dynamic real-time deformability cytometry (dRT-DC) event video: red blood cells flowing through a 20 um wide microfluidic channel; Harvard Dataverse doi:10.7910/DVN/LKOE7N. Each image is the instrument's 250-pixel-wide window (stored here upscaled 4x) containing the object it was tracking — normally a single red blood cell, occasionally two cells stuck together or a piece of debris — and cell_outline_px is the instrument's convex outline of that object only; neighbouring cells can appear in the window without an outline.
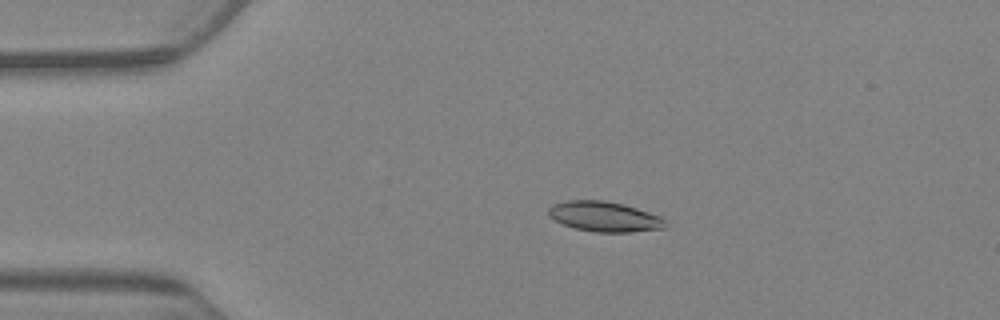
{"species": "Egyptian fruit bat (a non-hibernating species)", "species_latin": "Rousettus aegyptiacus", "temperature_condition": "warm", "stored_images_in_passage": 5, "camera_frame_rate_fps": 3000, "um_per_image_px": 0.085, "animal": {"sex": "female"}, "frame": {"image": 1, "passage_image": 3, "time_ms": 2.333, "image_size_px": [1000, 320], "cell_outline_px": [[668, 224], [664, 228], [632, 232], [596, 232], [576, 228], [564, 224], [548, 216], [548, 208], [552, 204], [568, 200], [604, 200], [624, 204], [660, 216], [668, 220]], "centroid_in_image_um": [51.4, 18.4], "position_along_channel_um": 33.6, "area_um2": 20.58}}
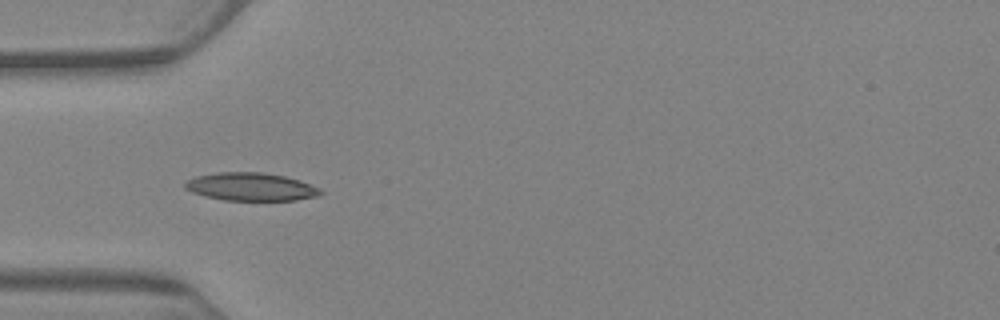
{"frame": {"image": 2, "passage_image": 5, "time_ms": 4.667, "image_size_px": [1000, 320], "cell_outline_px": [[324, 192], [320, 196], [296, 200], [224, 200], [204, 196], [192, 192], [184, 188], [184, 184], [188, 180], [196, 176], [220, 172], [264, 172], [284, 176], [300, 180], [320, 188]], "centroid_in_image_um": [21.36, 15.88], "position_along_channel_um": 63.6, "area_um2": 22.2}}